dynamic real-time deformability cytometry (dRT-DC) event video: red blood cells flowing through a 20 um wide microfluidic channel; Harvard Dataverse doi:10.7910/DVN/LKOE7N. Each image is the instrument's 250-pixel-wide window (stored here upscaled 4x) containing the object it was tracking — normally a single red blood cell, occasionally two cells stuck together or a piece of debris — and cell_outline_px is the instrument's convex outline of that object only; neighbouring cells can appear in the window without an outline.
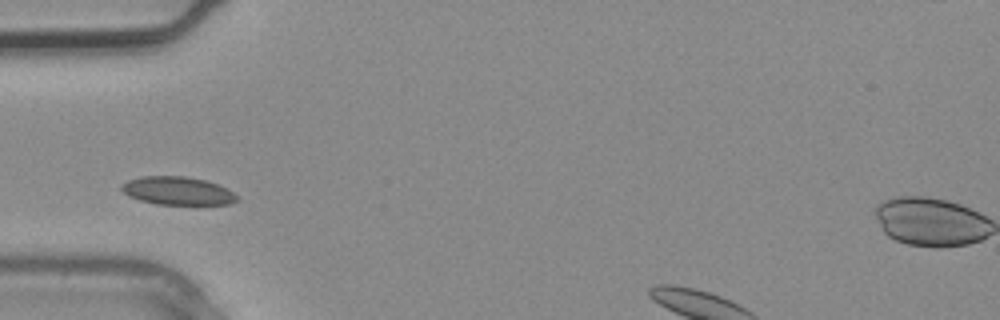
{"species": "common noctule bat (a hibernating species)", "species_latin": "Nyctalus noctula", "temperature_condition": "warm", "stored_images_in_passage": 2, "camera_frame_rate_fps": 3000, "um_per_image_px": 0.085, "animal": {"sex": "male", "body_mass_g": 20.4}, "frame": {"image": 1, "passage_image": 2, "time_ms": 0.333, "image_size_px": [1000, 320], "cell_outline_px": [[240, 200], [228, 204], [156, 204], [140, 200], [128, 196], [120, 188], [120, 184], [128, 180], [140, 176], [184, 176], [204, 180], [228, 188]], "centroid_in_image_um": [15.06, 16.21], "position_along_channel_um": 69.9, "area_um2": 18.9}}